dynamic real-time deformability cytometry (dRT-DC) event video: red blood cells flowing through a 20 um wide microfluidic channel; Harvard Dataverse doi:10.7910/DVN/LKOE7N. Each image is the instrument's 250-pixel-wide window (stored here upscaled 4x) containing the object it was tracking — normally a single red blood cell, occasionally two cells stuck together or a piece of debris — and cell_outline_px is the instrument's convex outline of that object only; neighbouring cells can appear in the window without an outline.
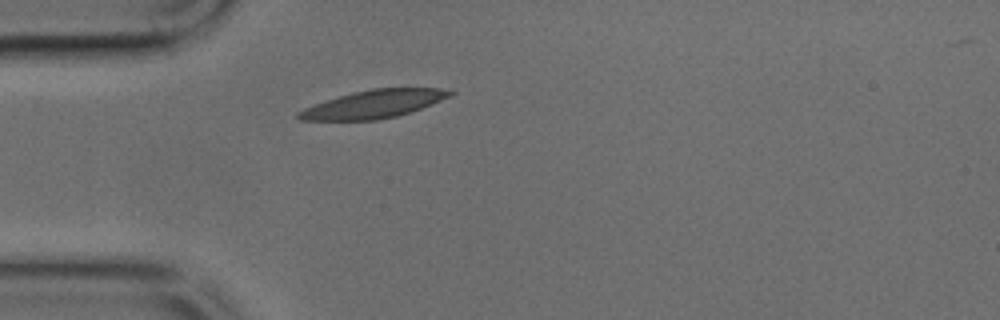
{"species": "common noctule bat (a hibernating species)", "species_latin": "Nyctalus noctula", "temperature_condition": "cold", "stored_images_in_passage": 31, "camera_frame_rate_fps": 3000, "um_per_image_px": 0.085, "animal": {"sex": "male", "body_mass_g": 17.9, "forearm_length_mm": 54.2}, "frame": {"image": 1, "passage_image": 1, "time_ms": 0.0, "image_size_px": [1000, 320], "cell_outline_px": [[456, 92], [452, 96], [420, 108], [396, 116], [376, 120], [300, 120], [296, 116], [296, 112], [304, 108], [352, 92], [372, 88], [440, 88]], "centroid_in_image_um": [31.77, 8.84], "position_along_channel_um": 53.2, "area_um2": 24.39}}
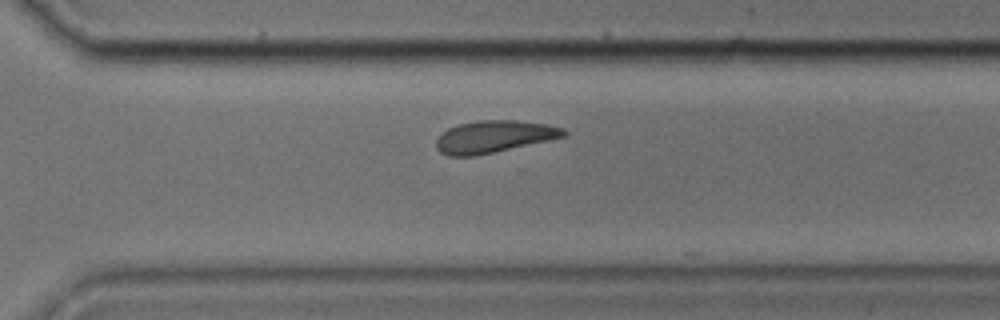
{"frame": {"image": 2, "passage_image": 22, "time_ms": 7.0, "image_size_px": [1000, 320], "cell_outline_px": [[568, 132], [564, 136], [548, 140], [476, 156], [448, 156], [440, 152], [436, 148], [436, 140], [448, 128], [460, 124], [480, 120], [516, 120], [544, 124], [564, 128]], "centroid_in_image_um": [41.96, 11.62], "position_along_channel_um": 328.6, "area_um2": 23.58}}